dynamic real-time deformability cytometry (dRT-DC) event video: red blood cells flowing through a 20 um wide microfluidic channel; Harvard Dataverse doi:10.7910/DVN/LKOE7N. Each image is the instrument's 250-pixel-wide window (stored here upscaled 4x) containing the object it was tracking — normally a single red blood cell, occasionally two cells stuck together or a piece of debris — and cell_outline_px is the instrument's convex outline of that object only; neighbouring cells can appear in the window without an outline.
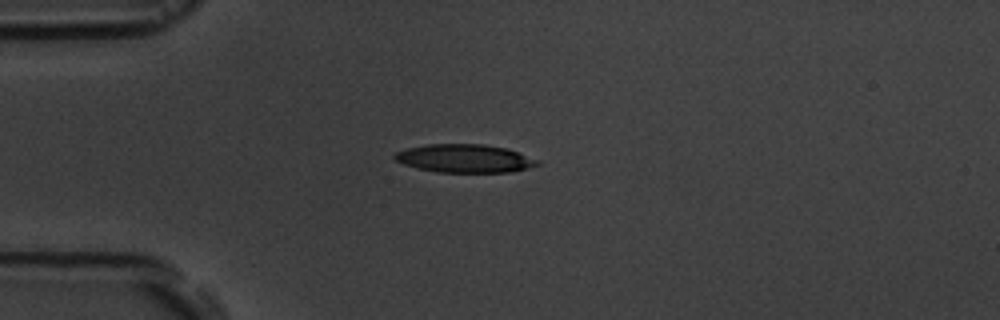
{"species": "common noctule bat (a hibernating species)", "species_latin": "Nyctalus noctula", "temperature_condition": "room temperature", "stored_images_in_passage": 3, "camera_frame_rate_fps": 3000, "um_per_image_px": 0.085, "animal": {"sex": "male", "body_mass_g": 19.5, "forearm_length_mm": 54.6}, "frame": {"image": 1, "passage_image": 1, "time_ms": 0.0, "image_size_px": [1000, 320], "cell_outline_px": [[540, 164], [528, 168], [512, 172], [436, 172], [404, 164], [396, 160], [392, 156], [396, 152], [408, 148], [428, 144], [484, 144], [508, 148], [540, 160]], "centroid_in_image_um": [39.55, 13.46], "position_along_channel_um": 45.5, "area_um2": 23.52}}
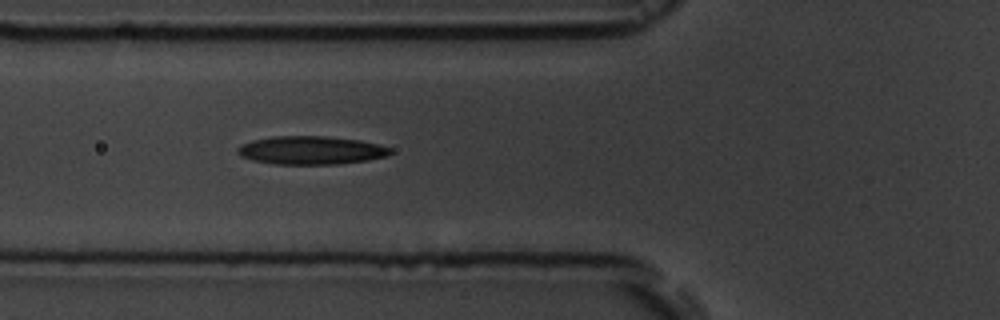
{"frame": {"image": 2, "passage_image": 3, "time_ms": 2.0, "image_size_px": [1000, 320], "cell_outline_px": [[392, 152], [388, 156], [368, 160], [336, 164], [272, 164], [252, 160], [240, 156], [236, 152], [236, 148], [240, 144], [252, 140], [272, 136], [324, 136], [360, 140], [392, 148]], "centroid_in_image_um": [26.39, 12.77], "position_along_channel_um": 99.4, "area_um2": 25.37}}